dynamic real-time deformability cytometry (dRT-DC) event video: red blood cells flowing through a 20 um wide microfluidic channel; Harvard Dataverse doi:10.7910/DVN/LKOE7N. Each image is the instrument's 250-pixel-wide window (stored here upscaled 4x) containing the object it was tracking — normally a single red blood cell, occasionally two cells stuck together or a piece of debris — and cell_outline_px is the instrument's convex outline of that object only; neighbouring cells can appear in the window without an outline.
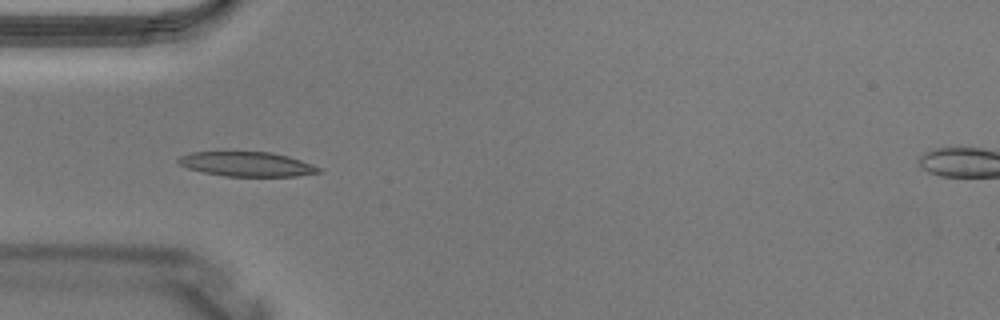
{"species": "Egyptian fruit bat (a non-hibernating species)", "species_latin": "Rousettus aegyptiacus", "temperature_condition": "warm", "stored_images_in_passage": 2, "camera_frame_rate_fps": 3000, "um_per_image_px": 0.085, "animal": {"sex": "male"}, "frame": {"image": 1, "passage_image": 2, "time_ms": 0.333, "image_size_px": [1000, 320], "cell_outline_px": [[324, 172], [296, 176], [224, 176], [204, 172], [188, 168], [180, 164], [176, 160], [180, 156], [192, 152], [272, 152], [288, 156], [312, 164], [320, 168]], "centroid_in_image_um": [21.01, 13.95], "position_along_channel_um": 64.0, "area_um2": 20.0}}